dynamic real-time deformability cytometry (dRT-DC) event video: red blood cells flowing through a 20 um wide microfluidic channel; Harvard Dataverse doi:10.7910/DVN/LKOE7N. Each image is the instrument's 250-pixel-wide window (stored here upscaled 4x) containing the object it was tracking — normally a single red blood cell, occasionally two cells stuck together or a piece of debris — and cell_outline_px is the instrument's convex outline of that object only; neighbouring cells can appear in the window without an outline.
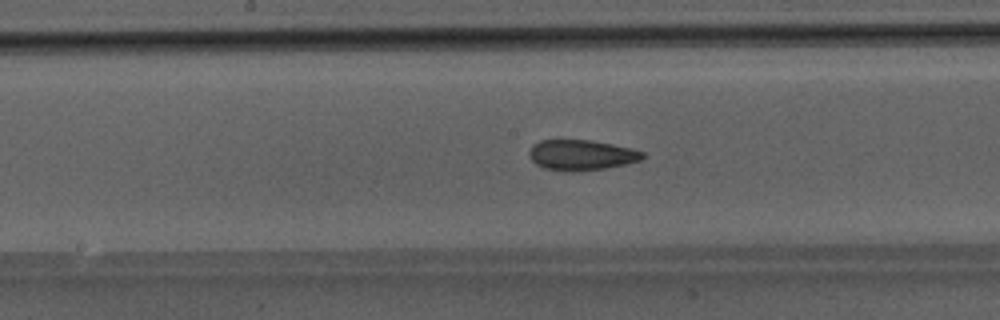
{"species": "Egyptian fruit bat (a non-hibernating species)", "species_latin": "Rousettus aegyptiacus", "temperature_condition": "room temperature", "stored_images_in_passage": 49, "segment_of_instrument_passage": [1, 2], "camera_frame_rate_fps": 3000, "um_per_image_px": 0.085, "animal": {"sex": "male"}, "frame": {"image": 1, "passage_image": 25, "time_ms": 8.0, "image_size_px": [1000, 320], "cell_outline_px": [[648, 156], [640, 160], [608, 168], [576, 172], [568, 172], [544, 168], [536, 164], [532, 160], [528, 152], [532, 144], [540, 140], [560, 136], [592, 140], [632, 148], [644, 152]], "centroid_in_image_um": [49.38, 13.13], "position_along_channel_um": 198.8, "area_um2": 21.15}}
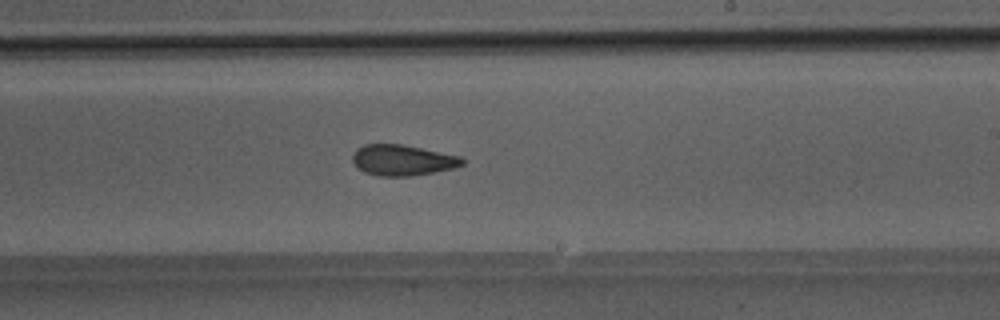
{"frame": {"image": 2, "passage_image": 29, "time_ms": 9.333, "image_size_px": [1000, 320], "cell_outline_px": [[464, 164], [452, 168], [412, 176], [376, 176], [364, 172], [352, 160], [352, 156], [356, 148], [364, 144], [400, 144], [460, 156], [464, 160]], "centroid_in_image_um": [34.18, 13.61], "position_along_channel_um": 254.8, "area_um2": 19.48}}
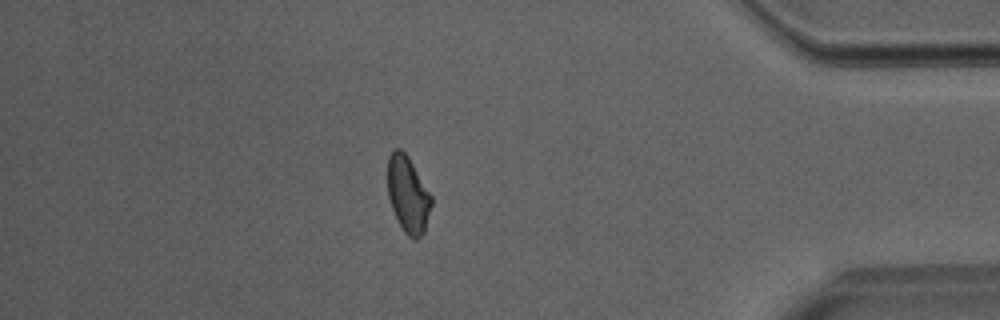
{"frame": {"image": 3, "passage_image": 42, "time_ms": 13.667, "image_size_px": [1000, 320], "cell_outline_px": [[432, 204], [424, 232], [416, 240], [412, 240], [404, 232], [392, 208], [388, 196], [388, 156], [392, 148], [400, 148], [408, 156], [432, 196]], "centroid_in_image_um": [34.68, 16.52], "position_along_channel_um": 400.5, "area_um2": 19.48}}